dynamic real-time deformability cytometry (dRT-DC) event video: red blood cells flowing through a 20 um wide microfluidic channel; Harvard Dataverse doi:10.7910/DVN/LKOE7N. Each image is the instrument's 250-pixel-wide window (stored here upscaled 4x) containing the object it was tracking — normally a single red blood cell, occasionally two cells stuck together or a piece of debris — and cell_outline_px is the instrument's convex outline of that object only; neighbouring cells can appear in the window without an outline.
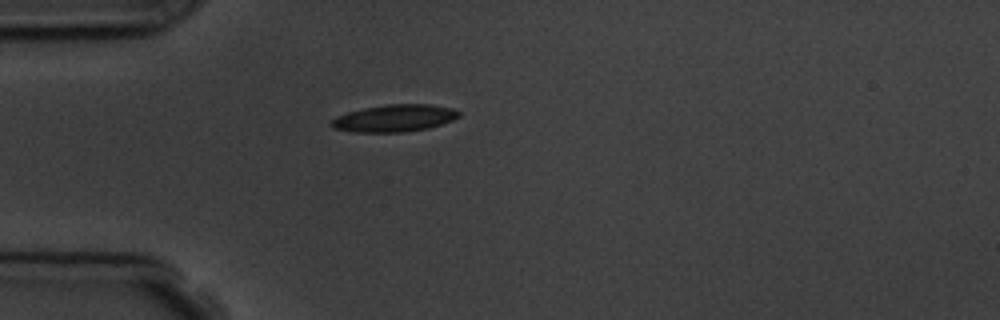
{"species": "common noctule bat (a hibernating species)", "species_latin": "Nyctalus noctula", "temperature_condition": "room temperature", "stored_images_in_passage": 2, "camera_frame_rate_fps": 3000, "um_per_image_px": 0.085, "animal": {"sex": "male", "body_mass_g": 19.5, "forearm_length_mm": 54.6}, "frame": {"image": 1, "passage_image": 1, "time_ms": 0.0, "image_size_px": [1000, 320], "cell_outline_px": [[460, 116], [452, 120], [428, 128], [404, 132], [352, 132], [332, 128], [328, 124], [336, 116], [348, 112], [364, 108], [388, 104], [432, 104], [452, 108], [460, 112]], "centroid_in_image_um": [33.5, 10.04], "position_along_channel_um": 51.5, "area_um2": 20.23}}